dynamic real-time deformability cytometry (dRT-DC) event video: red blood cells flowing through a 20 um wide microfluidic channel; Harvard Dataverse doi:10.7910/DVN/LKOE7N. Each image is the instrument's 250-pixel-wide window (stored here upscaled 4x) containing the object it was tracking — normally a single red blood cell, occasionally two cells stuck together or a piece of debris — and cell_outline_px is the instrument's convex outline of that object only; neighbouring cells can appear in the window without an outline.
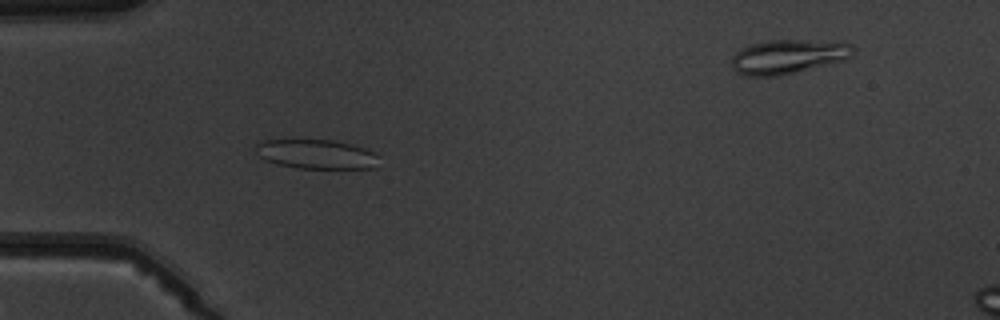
{"species": "common noctule bat (a hibernating species)", "species_latin": "Nyctalus noctula", "temperature_condition": "warm", "stored_images_in_passage": 3, "camera_frame_rate_fps": 3000, "um_per_image_px": 0.085, "animal": {"sex": "male", "body_mass_g": 19.5, "forearm_length_mm": 54.6}, "frame": {"image": 1, "passage_image": 2, "time_ms": 1.333, "image_size_px": [1000, 320], "cell_outline_px": [[380, 156], [376, 168], [296, 168], [276, 164], [264, 160], [256, 156], [256, 144], [264, 140], [336, 140], [352, 144], [376, 152]], "centroid_in_image_um": [26.9, 13.11], "position_along_channel_um": 58.1, "area_um2": 21.39}}